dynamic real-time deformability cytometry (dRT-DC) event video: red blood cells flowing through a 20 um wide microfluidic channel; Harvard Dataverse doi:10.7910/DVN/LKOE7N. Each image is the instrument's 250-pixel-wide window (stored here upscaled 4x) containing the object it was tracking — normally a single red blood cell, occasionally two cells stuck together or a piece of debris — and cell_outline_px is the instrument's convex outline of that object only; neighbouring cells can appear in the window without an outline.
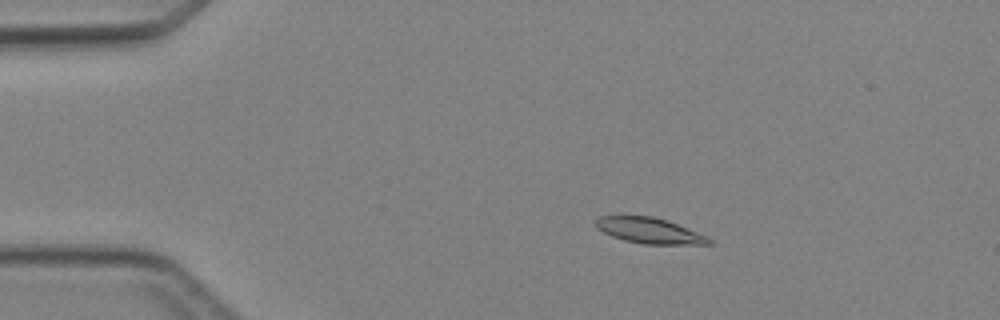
{"species": "Egyptian fruit bat (a non-hibernating species)", "species_latin": "Rousettus aegyptiacus", "temperature_condition": "cold", "stored_images_in_passage": 6, "camera_frame_rate_fps": 3000, "um_per_image_px": 0.085, "animal": {"sex": "female"}, "frame": {"image": 1, "passage_image": 3, "time_ms": 2.333, "image_size_px": [1000, 320], "cell_outline_px": [[712, 244], [644, 244], [624, 240], [612, 236], [596, 228], [596, 220], [600, 216], [652, 216], [668, 220], [708, 236], [712, 240]], "centroid_in_image_um": [55.23, 19.6], "position_along_channel_um": 29.8, "area_um2": 16.88}}
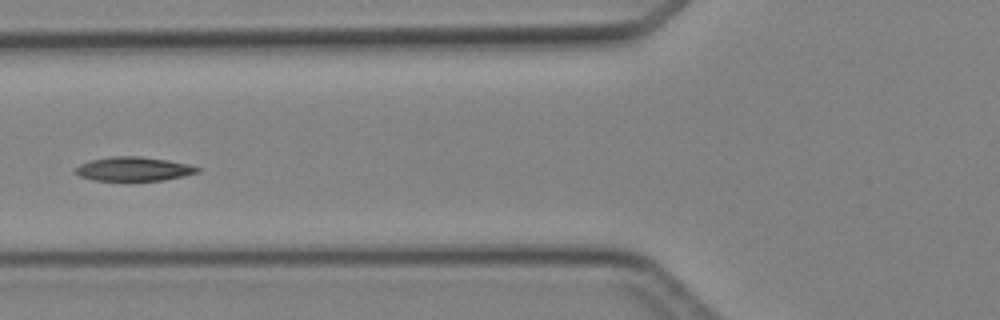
{"frame": {"image": 2, "passage_image": 5, "time_ms": 5.667, "image_size_px": [1000, 320], "cell_outline_px": [[200, 172], [184, 176], [164, 180], [92, 180], [80, 176], [72, 172], [80, 164], [88, 160], [112, 156], [140, 156], [168, 160], [188, 164], [200, 168]], "centroid_in_image_um": [11.34, 14.35], "position_along_channel_um": 114.5, "area_um2": 17.17}}
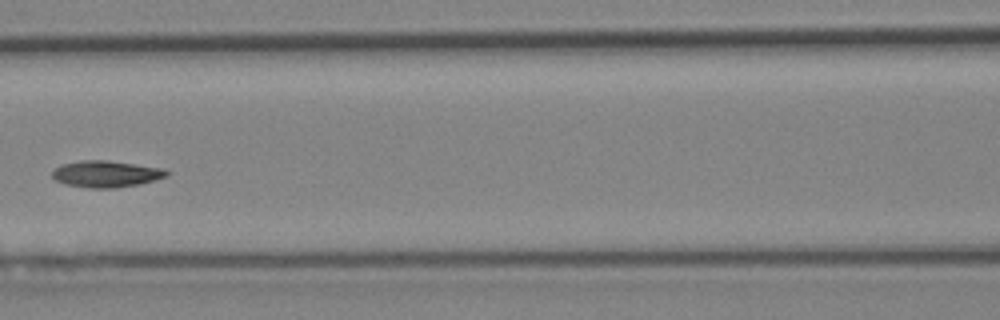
{"frame": {"image": 3, "passage_image": 6, "time_ms": 6.667, "image_size_px": [1000, 320], "cell_outline_px": [[168, 176], [140, 184], [116, 188], [88, 188], [64, 184], [56, 180], [52, 176], [52, 172], [60, 164], [84, 160], [104, 160], [164, 168], [168, 172]], "centroid_in_image_um": [9.01, 14.79], "position_along_channel_um": 157.6, "area_um2": 17.69}}